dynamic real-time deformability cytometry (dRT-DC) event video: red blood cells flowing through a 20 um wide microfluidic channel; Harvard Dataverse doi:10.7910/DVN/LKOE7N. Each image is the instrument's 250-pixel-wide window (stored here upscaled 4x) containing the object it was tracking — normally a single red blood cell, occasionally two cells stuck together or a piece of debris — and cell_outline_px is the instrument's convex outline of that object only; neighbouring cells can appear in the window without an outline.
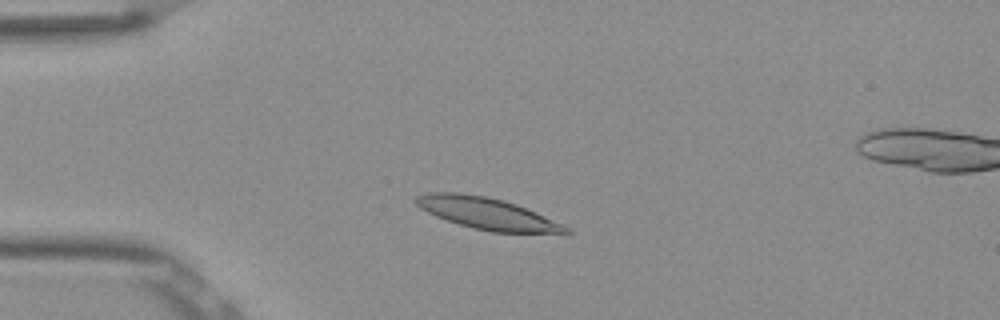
{"species": "Egyptian fruit bat (a non-hibernating species)", "species_latin": "Rousettus aegyptiacus", "temperature_condition": "room temperature", "stored_images_in_passage": 50, "segment_of_instrument_passage": [1, 2], "camera_frame_rate_fps": 3000, "um_per_image_px": 0.085, "frame": {"image": 1, "passage_image": 9, "time_ms": 2.667, "image_size_px": [1000, 320], "cell_outline_px": [[572, 232], [568, 236], [492, 232], [460, 224], [436, 216], [420, 208], [412, 200], [416, 196], [428, 192], [460, 192], [484, 196], [504, 200], [516, 204], [536, 212], [572, 228]], "centroid_in_image_um": [41.57, 18.19], "position_along_channel_um": 43.4, "area_um2": 28.44}}
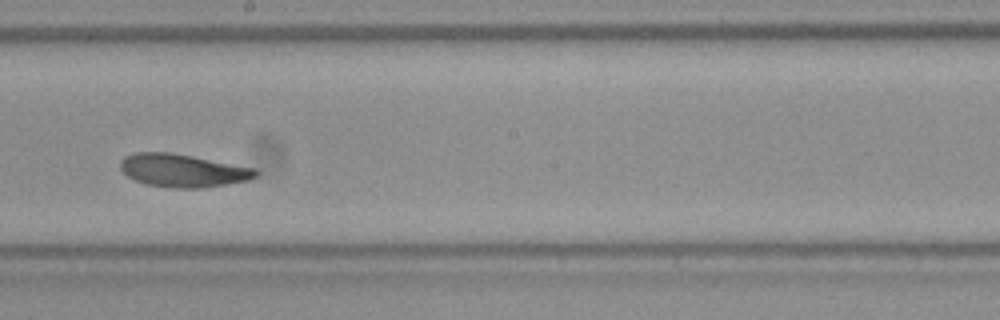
{"frame": {"image": 2, "passage_image": 26, "time_ms": 8.333, "image_size_px": [1000, 320], "cell_outline_px": [[260, 172], [256, 176], [248, 180], [204, 188], [176, 188], [148, 184], [136, 180], [128, 176], [120, 168], [120, 160], [124, 156], [136, 152], [172, 152], [256, 168]], "centroid_in_image_um": [15.55, 14.48], "position_along_channel_um": 232.6, "area_um2": 26.01}}
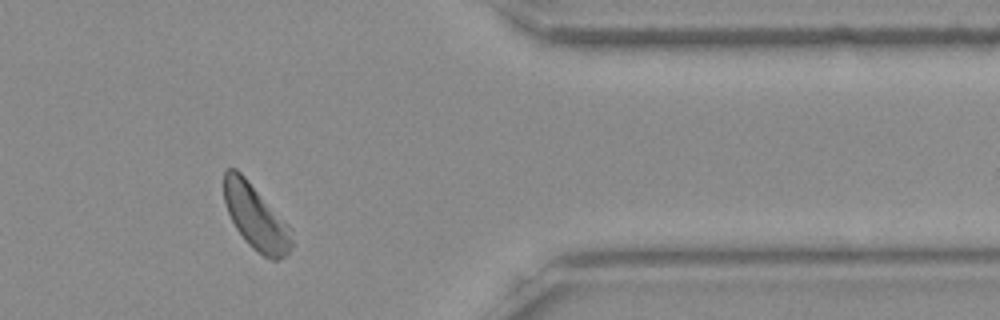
{"frame": {"image": 3, "passage_image": 40, "time_ms": 13.0, "image_size_px": [1000, 320], "cell_outline_px": [[292, 244], [288, 256], [280, 260], [272, 260], [264, 256], [252, 248], [244, 240], [236, 228], [224, 204], [224, 168], [236, 168], [244, 176], [292, 228]], "centroid_in_image_um": [21.75, 18.48], "position_along_channel_um": 389.6, "area_um2": 25.72}}